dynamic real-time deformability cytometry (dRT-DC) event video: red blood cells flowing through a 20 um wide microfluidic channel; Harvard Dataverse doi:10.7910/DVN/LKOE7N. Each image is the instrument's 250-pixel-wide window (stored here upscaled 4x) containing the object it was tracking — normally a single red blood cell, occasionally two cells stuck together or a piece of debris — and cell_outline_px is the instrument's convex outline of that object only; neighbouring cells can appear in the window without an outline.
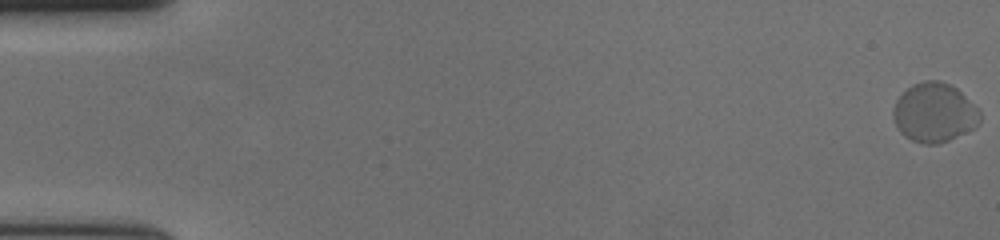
{"species": "human", "species_latin": "Homo sapiens", "temperature_condition": "cold", "stored_images_in_passage": 59, "camera_frame_rate_fps": 3000, "um_per_image_px": 0.085, "donor": {"sex": "female"}, "frame": {"image": 1, "passage_image": 1, "time_ms": 0.0, "image_size_px": [1000, 240], "cell_outline_px": [[980, 124], [976, 128], [948, 140], [936, 144], [924, 144], [912, 140], [904, 136], [900, 132], [892, 116], [892, 108], [896, 100], [912, 84], [924, 80], [940, 80], [952, 84], [980, 108]], "centroid_in_image_um": [79.44, 9.56], "position_along_channel_um": 5.6, "area_um2": 30.35}}
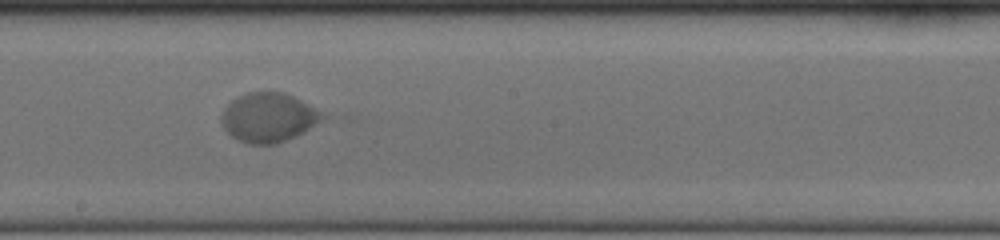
{"frame": {"image": 2, "passage_image": 34, "time_ms": 11.0, "image_size_px": [1000, 240], "cell_outline_px": [[328, 116], [304, 132], [296, 136], [276, 144], [248, 144], [232, 136], [224, 128], [220, 120], [220, 116], [224, 108], [236, 96], [248, 92], [284, 92], [324, 112]], "centroid_in_image_um": [22.82, 9.98], "position_along_channel_um": 225.4, "area_um2": 29.07}}
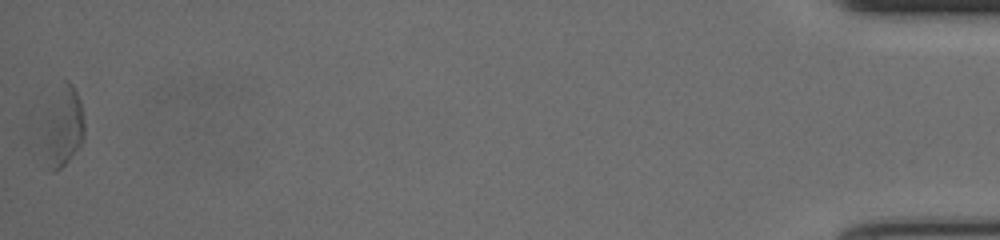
{"frame": {"image": 3, "passage_image": 59, "time_ms": 19.333, "image_size_px": [1000, 240], "cell_outline_px": [[84, 140], [68, 160], [60, 168], [52, 172], [28, 140], [64, 80], [68, 80], [72, 84], [80, 100], [84, 120]], "centroid_in_image_um": [5.09, 10.9], "position_along_channel_um": 430.1, "area_um2": 21.91}, "authors_computed_cell_mechanics": {"area_um2": 28.7266, "velocity_mm_per_s": 3.6768, "shape_relaxation_time_tau1_ms": 7.0733, "shape_relaxation_time_tau2_ms": null, "deformation_change_tau1": 0.3366, "deformation_change_tau2": null}}